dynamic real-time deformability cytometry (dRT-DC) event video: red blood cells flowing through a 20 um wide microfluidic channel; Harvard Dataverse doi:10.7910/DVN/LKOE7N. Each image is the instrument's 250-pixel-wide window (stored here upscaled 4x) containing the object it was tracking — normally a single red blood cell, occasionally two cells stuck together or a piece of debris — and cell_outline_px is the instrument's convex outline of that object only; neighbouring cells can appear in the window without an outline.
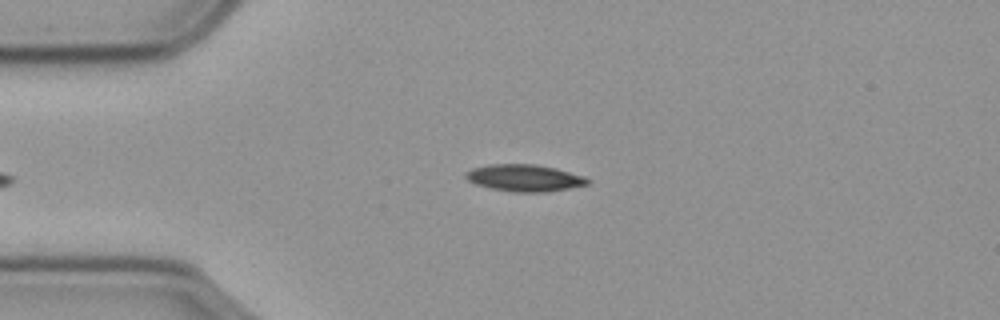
{"species": "common noctule bat (a hibernating species)", "species_latin": "Nyctalus noctula", "temperature_condition": "cold", "stored_images_in_passage": 33, "camera_frame_rate_fps": 3000, "um_per_image_px": 0.085, "animal": {"sex": "male", "body_mass_g": 23.1, "forearm_length_mm": 52.7}, "frame": {"image": 1, "passage_image": 2, "time_ms": 0.333, "image_size_px": [1000, 320], "cell_outline_px": [[592, 180], [588, 184], [548, 192], [512, 192], [492, 188], [476, 184], [468, 180], [464, 176], [464, 172], [472, 168], [488, 164], [532, 164], [556, 168], [584, 176]], "centroid_in_image_um": [44.57, 15.12], "position_along_channel_um": 40.4, "area_um2": 19.13}}
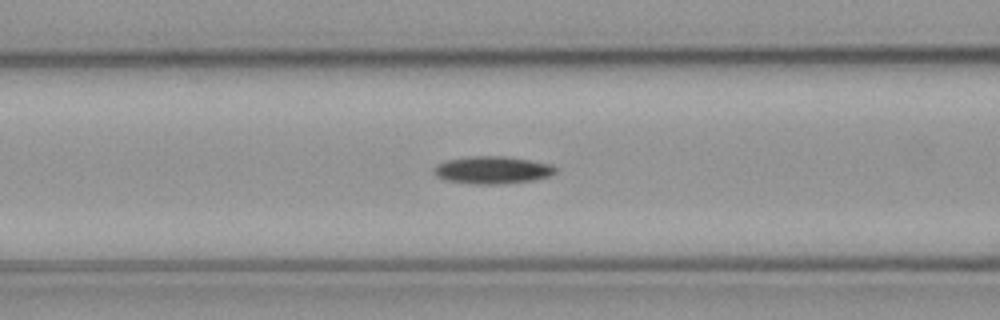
{"frame": {"image": 2, "passage_image": 11, "time_ms": 3.333, "image_size_px": [1000, 320], "cell_outline_px": [[560, 168], [556, 172], [548, 176], [532, 180], [504, 184], [468, 184], [444, 180], [436, 176], [432, 172], [432, 168], [436, 164], [444, 160], [472, 156], [500, 156], [528, 160], [552, 164]], "centroid_in_image_um": [41.8, 14.46], "position_along_channel_um": 124.8, "area_um2": 19.77}}
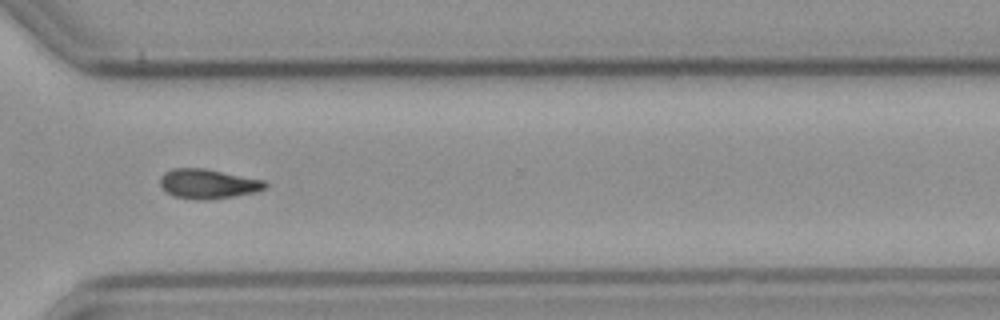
{"frame": {"image": 3, "passage_image": 30, "time_ms": 9.667, "image_size_px": [1000, 320], "cell_outline_px": [[268, 184], [264, 188], [256, 192], [208, 200], [200, 200], [172, 196], [160, 184], [160, 176], [164, 172], [172, 168], [204, 168], [264, 180]], "centroid_in_image_um": [17.66, 15.62], "position_along_channel_um": 352.9, "area_um2": 18.03}, "authors_computed_cell_mechanics": {"area_um2": 18.6116, "velocity_mm_per_s": 3.5988, "shape_relaxation_time_tau1_ms": 6.5584, "shape_relaxation_time_tau2_ms": null, "deformation_change_tau1": 0.1453, "deformation_change_tau2": null}}